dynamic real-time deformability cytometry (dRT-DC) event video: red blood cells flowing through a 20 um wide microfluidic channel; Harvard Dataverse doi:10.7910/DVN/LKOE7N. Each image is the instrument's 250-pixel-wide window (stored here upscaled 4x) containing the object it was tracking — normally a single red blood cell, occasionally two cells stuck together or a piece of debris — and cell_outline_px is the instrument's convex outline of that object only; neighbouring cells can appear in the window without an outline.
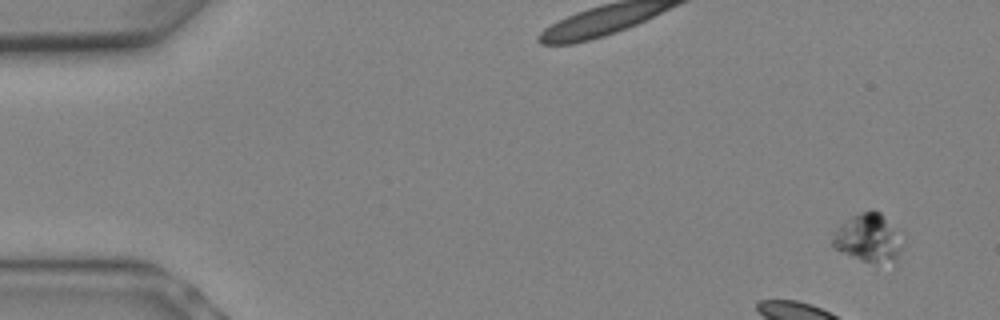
{"species": "Egyptian fruit bat (a non-hibernating species)", "species_latin": "Rousettus aegyptiacus", "temperature_condition": "warm", "stored_images_in_passage": 7, "camera_frame_rate_fps": 3000, "um_per_image_px": 0.085, "animal": {"sex": "female"}, "frame": {"image": 1, "passage_image": 1, "time_ms": 0.0, "image_size_px": [1000, 320], "cell_outline_px": [[900, 248], [896, 260], [860, 260], [840, 252], [832, 244], [832, 240], [840, 224], [852, 216], [860, 212], [872, 208], [880, 212], [892, 232]], "centroid_in_image_um": [73.66, 20.19], "position_along_channel_um": 11.3, "area_um2": 17.98}}